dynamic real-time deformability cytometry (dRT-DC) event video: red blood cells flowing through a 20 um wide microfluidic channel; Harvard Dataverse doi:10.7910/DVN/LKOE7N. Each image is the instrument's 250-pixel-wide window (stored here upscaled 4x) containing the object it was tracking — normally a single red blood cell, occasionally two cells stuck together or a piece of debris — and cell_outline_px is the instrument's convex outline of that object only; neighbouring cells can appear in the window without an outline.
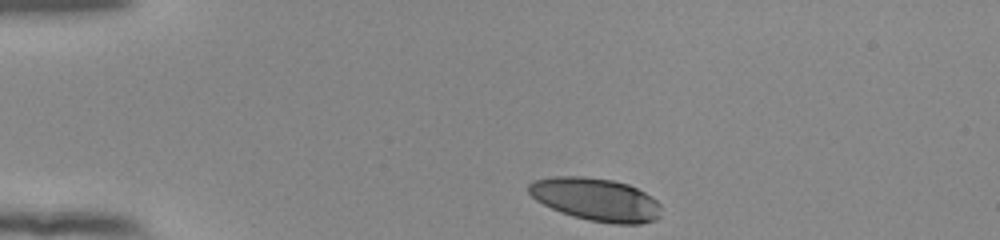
{"species": "human", "species_latin": "Homo sapiens", "temperature_condition": "room temperature", "stored_images_in_passage": 36, "camera_frame_rate_fps": 3000, "um_per_image_px": 0.085, "donor": {"sex": "female"}, "frame": {"image": 1, "passage_image": 1, "time_ms": 0.0, "image_size_px": [1000, 240], "cell_outline_px": [[660, 216], [656, 220], [640, 224], [616, 224], [588, 220], [572, 216], [560, 212], [536, 200], [528, 192], [528, 184], [536, 180], [552, 176], [584, 176], [612, 180], [628, 184], [652, 196], [660, 204]], "centroid_in_image_um": [50.66, 16.95], "position_along_channel_um": 34.3, "area_um2": 33.18}}
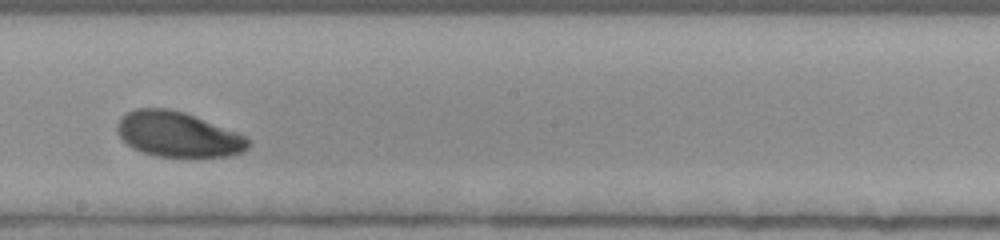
{"frame": {"image": 2, "passage_image": 21, "time_ms": 6.667, "image_size_px": [1000, 240], "cell_outline_px": [[248, 148], [240, 152], [228, 156], [156, 156], [132, 148], [120, 136], [116, 128], [116, 124], [120, 116], [136, 108], [168, 108], [184, 112], [236, 132], [244, 136], [248, 140]], "centroid_in_image_um": [15.07, 11.41], "position_along_channel_um": 233.1, "area_um2": 33.99}}
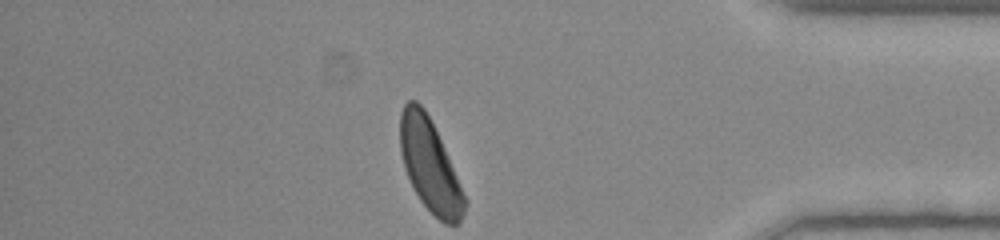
{"frame": {"image": 3, "passage_image": 36, "time_ms": 11.667, "image_size_px": [1000, 240], "cell_outline_px": [[468, 200], [460, 224], [444, 224], [420, 200], [408, 176], [400, 152], [400, 112], [404, 104], [408, 100], [416, 100], [424, 108], [444, 148]], "centroid_in_image_um": [36.55, 14.07], "position_along_channel_um": 398.7, "area_um2": 34.16}, "authors_computed_cell_mechanics": {"area_um2": 34.7956, "velocity_mm_per_s": 3.87, "shape_relaxation_time_tau1_ms": 2.2589, "shape_relaxation_time_tau2_ms": 7.0491, "deformation_change_tau1": 0.1216, "deformation_change_tau2": 0.1414}}